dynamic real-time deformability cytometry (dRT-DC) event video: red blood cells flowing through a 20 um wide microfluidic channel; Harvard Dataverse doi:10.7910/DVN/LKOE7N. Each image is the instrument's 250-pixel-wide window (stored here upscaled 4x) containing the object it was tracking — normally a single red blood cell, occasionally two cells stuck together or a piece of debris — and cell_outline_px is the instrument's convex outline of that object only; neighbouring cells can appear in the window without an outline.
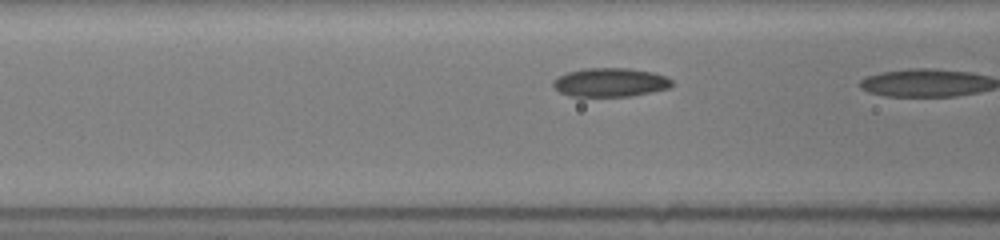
{"species": "common noctule bat (a hibernating species)", "species_latin": "Nyctalus noctula", "temperature_condition": "room temperature", "stored_images_in_passage": 5, "camera_frame_rate_fps": 3000, "um_per_image_px": 0.085, "animal": {"sex": "female", "body_mass_g": 19.5, "forearm_length_mm": 54.1}, "frame": {"image": 1, "passage_image": 3, "time_ms": 1.0, "image_size_px": [1000, 240], "cell_outline_px": [[672, 84], [668, 88], [632, 96], [568, 96], [560, 92], [552, 84], [552, 80], [568, 72], [584, 68], [628, 68], [652, 72], [664, 76], [672, 80]], "centroid_in_image_um": [51.85, 7.0], "position_along_channel_um": 114.8, "area_um2": 19.77}}